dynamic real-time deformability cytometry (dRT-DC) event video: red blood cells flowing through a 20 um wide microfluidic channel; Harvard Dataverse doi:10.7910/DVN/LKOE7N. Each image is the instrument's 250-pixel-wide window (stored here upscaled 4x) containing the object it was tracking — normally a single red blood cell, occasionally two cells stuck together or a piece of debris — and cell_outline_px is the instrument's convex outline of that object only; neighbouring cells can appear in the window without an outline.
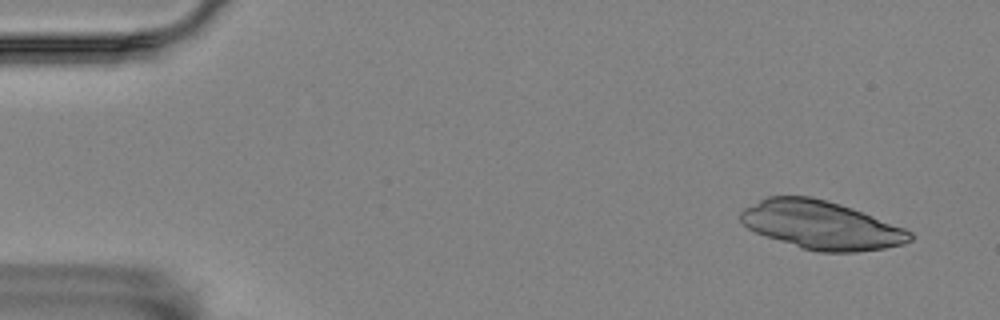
{"species": "Egyptian fruit bat (a non-hibernating species)", "species_latin": "Rousettus aegyptiacus", "temperature_condition": "room temperature", "stored_images_in_passage": 12, "segment_of_instrument_passage": [1, 2], "camera_frame_rate_fps": 3000, "um_per_image_px": 0.085, "animal": {"sex": "female"}, "frame": {"image": 1, "passage_image": 1, "time_ms": 0.0, "image_size_px": [1000, 320], "cell_outline_px": [[908, 232], [896, 244], [876, 248], [808, 248], [760, 232], [780, 196], [796, 196], [820, 200], [868, 216]], "centroid_in_image_um": [70.31, 19.19], "position_along_channel_um": 14.7, "area_um2": 36.47}}